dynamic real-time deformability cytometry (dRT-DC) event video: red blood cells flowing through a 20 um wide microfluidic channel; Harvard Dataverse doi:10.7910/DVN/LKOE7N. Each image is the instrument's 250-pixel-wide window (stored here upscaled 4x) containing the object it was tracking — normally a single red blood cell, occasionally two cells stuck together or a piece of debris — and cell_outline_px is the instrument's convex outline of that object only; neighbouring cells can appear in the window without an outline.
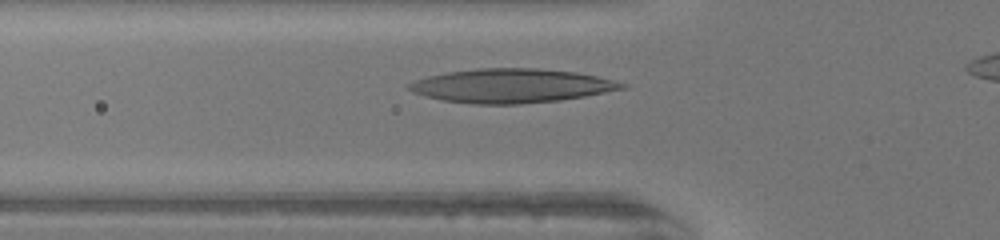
{"species": "human", "species_latin": "Homo sapiens", "temperature_condition": "warm", "stored_images_in_passage": 26, "camera_frame_rate_fps": 3000, "um_per_image_px": 0.085, "donor": {"sex": "female"}, "frame": {"image": 1, "passage_image": 2, "time_ms": 0.333, "image_size_px": [1000, 240], "cell_outline_px": [[628, 84], [624, 88], [584, 96], [560, 100], [520, 104], [476, 104], [440, 100], [412, 92], [404, 88], [404, 84], [428, 76], [448, 72], [476, 68], [540, 68], [576, 72], [596, 76]], "centroid_in_image_um": [43.39, 7.29], "position_along_channel_um": 82.4, "area_um2": 42.19}}
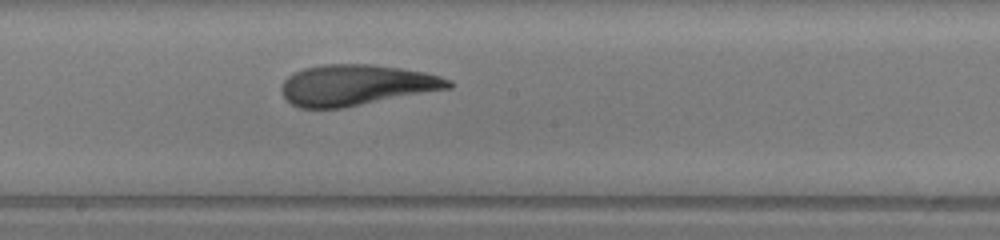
{"frame": {"image": 2, "passage_image": 12, "time_ms": 3.667, "image_size_px": [1000, 240], "cell_outline_px": [[452, 88], [344, 108], [300, 108], [292, 104], [280, 92], [280, 88], [284, 80], [288, 76], [304, 68], [324, 64], [372, 64], [400, 68], [424, 72], [440, 76], [452, 80]], "centroid_in_image_um": [30.3, 7.23], "position_along_channel_um": 217.9, "area_um2": 39.88}}
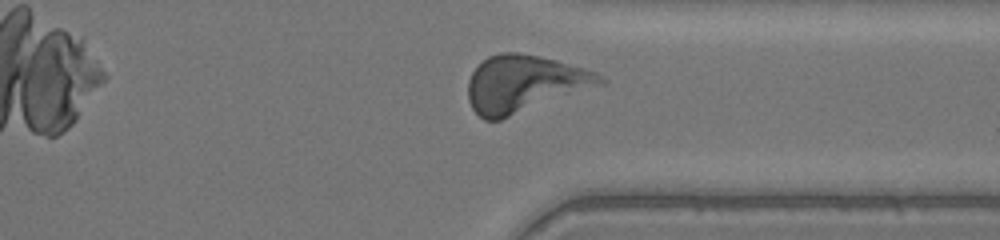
{"frame": {"image": 3, "passage_image": 23, "time_ms": 7.333, "image_size_px": [1000, 240], "cell_outline_px": [[608, 80], [604, 84], [500, 120], [484, 120], [472, 108], [468, 100], [468, 80], [472, 72], [488, 56], [500, 52], [516, 52], [540, 56], [556, 60], [584, 68], [596, 72], [604, 76]], "centroid_in_image_um": [44.58, 7.12], "position_along_channel_um": 366.8, "area_um2": 43.87}, "authors_computed_cell_mechanics": {"area_um2": 39.882, "velocity_mm_per_s": 4.0703, "shape_relaxation_time_tau1_ms": 5.4504, "shape_relaxation_time_tau2_ms": 2.1361, "deformation_change_tau1": 0.2188, "deformation_change_tau2": 0.1239}}